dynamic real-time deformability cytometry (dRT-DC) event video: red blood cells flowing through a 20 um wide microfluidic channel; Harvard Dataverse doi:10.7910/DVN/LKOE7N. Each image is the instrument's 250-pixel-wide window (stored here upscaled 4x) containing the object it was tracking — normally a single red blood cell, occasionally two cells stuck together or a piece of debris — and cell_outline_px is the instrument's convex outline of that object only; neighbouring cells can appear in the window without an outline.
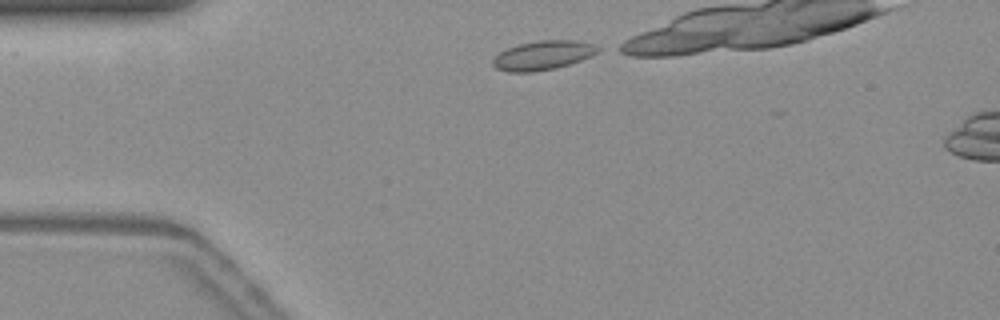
{"species": "common noctule bat (a hibernating species)", "species_latin": "Nyctalus noctula", "temperature_condition": "warm", "stored_images_in_passage": 5, "camera_frame_rate_fps": 3000, "um_per_image_px": 0.085, "animal": {"sex": "female", "body_mass_g": 19.3, "forearm_length_mm": 54.1}, "frame": {"image": 1, "passage_image": 1, "time_ms": 0.0, "image_size_px": [1000, 320], "cell_outline_px": [[600, 48], [592, 56], [556, 68], [532, 72], [508, 72], [496, 68], [492, 64], [492, 60], [500, 52], [508, 48], [520, 44], [540, 40], [576, 40], [592, 44]], "centroid_in_image_um": [46.13, 4.71], "position_along_channel_um": 38.9, "area_um2": 17.63}}